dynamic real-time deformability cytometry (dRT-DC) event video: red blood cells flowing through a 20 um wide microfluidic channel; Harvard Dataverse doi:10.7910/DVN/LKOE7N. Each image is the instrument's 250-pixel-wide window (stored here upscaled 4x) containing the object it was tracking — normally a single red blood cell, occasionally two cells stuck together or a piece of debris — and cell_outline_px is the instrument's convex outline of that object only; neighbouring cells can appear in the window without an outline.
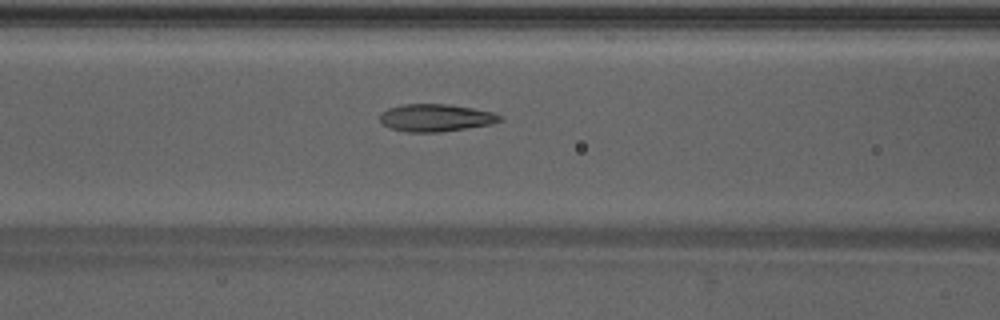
{"species": "Egyptian fruit bat (a non-hibernating species)", "species_latin": "Rousettus aegyptiacus", "temperature_condition": "warm", "stored_images_in_passage": 33, "camera_frame_rate_fps": 3000, "um_per_image_px": 0.085, "animal": {"sex": "male"}, "frame": {"image": 1, "passage_image": 7, "time_ms": 2.0, "image_size_px": [1000, 320], "cell_outline_px": [[504, 120], [492, 124], [440, 132], [408, 132], [388, 128], [380, 120], [380, 112], [388, 108], [404, 104], [448, 104], [472, 108], [492, 112], [504, 116]], "centroid_in_image_um": [37.05, 10.01], "position_along_channel_um": 129.5, "area_um2": 19.31}}
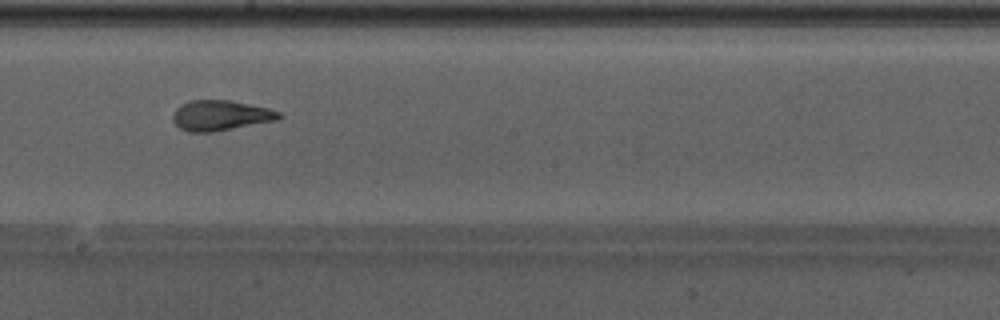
{"frame": {"image": 2, "passage_image": 14, "time_ms": 4.333, "image_size_px": [1000, 320], "cell_outline_px": [[280, 120], [212, 132], [188, 132], [180, 128], [172, 120], [172, 112], [176, 108], [192, 100], [228, 100], [268, 108], [280, 112]], "centroid_in_image_um": [18.74, 9.82], "position_along_channel_um": 229.5, "area_um2": 18.67}}
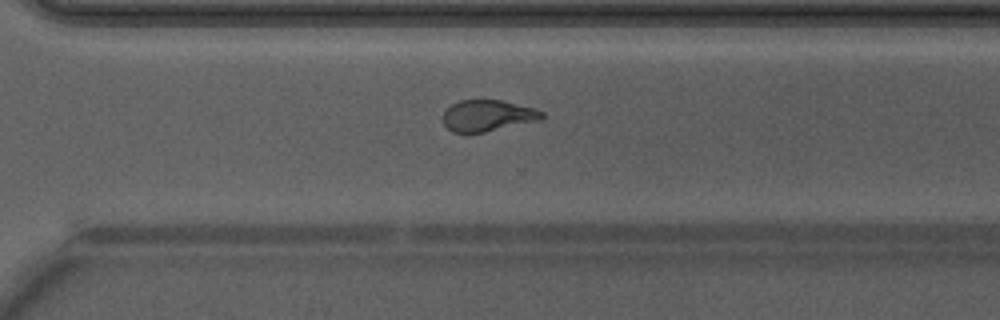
{"frame": {"image": 3, "passage_image": 21, "time_ms": 6.667, "image_size_px": [1000, 320], "cell_outline_px": [[544, 116], [540, 120], [484, 132], [452, 132], [444, 124], [444, 112], [452, 104], [460, 100], [500, 100], [536, 108], [544, 112]], "centroid_in_image_um": [41.48, 9.82], "position_along_channel_um": 329.1, "area_um2": 17.86}, "authors_computed_cell_mechanics": {"area_um2": 18.1492, "velocity_mm_per_s": 4.2777, "shape_relaxation_time_tau1_ms": 4.634, "shape_relaxation_time_tau2_ms": 1.1832, "deformation_change_tau1": 0.1644, "deformation_change_tau2": 0.083}}